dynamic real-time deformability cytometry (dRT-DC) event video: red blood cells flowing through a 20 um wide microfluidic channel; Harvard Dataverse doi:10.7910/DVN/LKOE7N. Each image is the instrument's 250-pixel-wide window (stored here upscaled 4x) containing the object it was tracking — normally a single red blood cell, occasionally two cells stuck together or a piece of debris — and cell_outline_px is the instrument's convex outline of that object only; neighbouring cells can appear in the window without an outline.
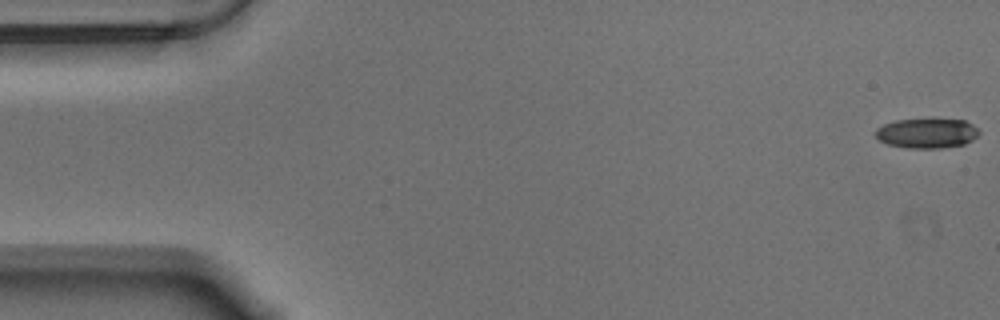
{"species": "Egyptian fruit bat (a non-hibernating species)", "species_latin": "Rousettus aegyptiacus", "temperature_condition": "warm", "stored_images_in_passage": 12, "camera_frame_rate_fps": 3000, "um_per_image_px": 0.085, "animal": {"sex": "male"}, "frame": {"image": 1, "passage_image": 1, "time_ms": 0.0, "image_size_px": [1000, 320], "cell_outline_px": [[980, 132], [972, 140], [964, 144], [940, 148], [908, 148], [888, 144], [880, 140], [876, 136], [876, 128], [884, 124], [896, 120], [928, 116], [964, 120], [972, 124]], "centroid_in_image_um": [78.79, 11.27], "position_along_channel_um": 6.2, "area_um2": 18.61}}